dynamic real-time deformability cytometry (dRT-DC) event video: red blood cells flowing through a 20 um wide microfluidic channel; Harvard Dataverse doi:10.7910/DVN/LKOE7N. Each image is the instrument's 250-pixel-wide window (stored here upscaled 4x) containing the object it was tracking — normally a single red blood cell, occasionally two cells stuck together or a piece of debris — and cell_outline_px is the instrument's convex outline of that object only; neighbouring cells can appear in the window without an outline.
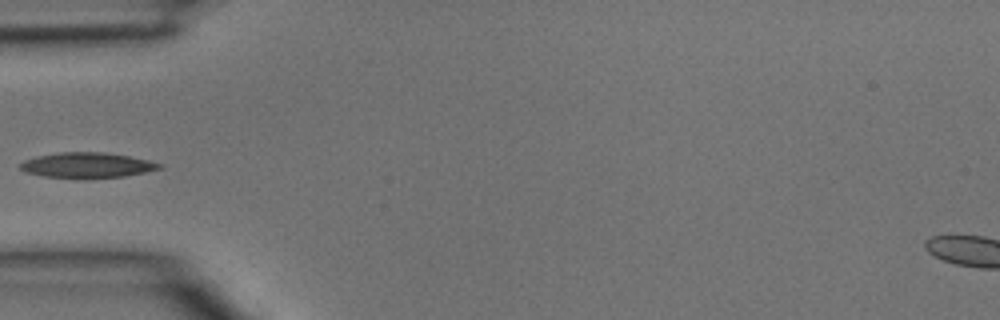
{"species": "common noctule bat (a hibernating species)", "species_latin": "Nyctalus noctula", "temperature_condition": "room temperature", "stored_images_in_passage": 3, "camera_frame_rate_fps": 3000, "um_per_image_px": 0.085, "animal": {"sex": "male", "body_mass_g": 15.6}, "frame": {"image": 1, "passage_image": 3, "time_ms": 0.667, "image_size_px": [1000, 320], "cell_outline_px": [[164, 168], [124, 176], [84, 180], [44, 176], [28, 172], [20, 168], [20, 164], [24, 160], [36, 156], [60, 152], [104, 152], [128, 156], [148, 160], [164, 164]], "centroid_in_image_um": [7.43, 14.06], "position_along_channel_um": 77.6, "area_um2": 20.87}}